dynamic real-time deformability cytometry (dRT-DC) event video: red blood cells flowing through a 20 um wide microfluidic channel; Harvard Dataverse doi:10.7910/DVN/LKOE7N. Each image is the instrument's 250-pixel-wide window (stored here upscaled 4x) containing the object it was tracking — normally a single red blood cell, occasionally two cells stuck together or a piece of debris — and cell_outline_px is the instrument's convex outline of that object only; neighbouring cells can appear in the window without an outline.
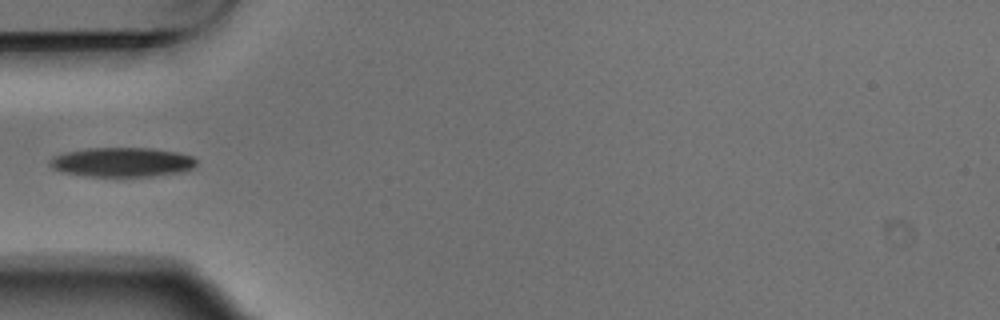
{"species": "Egyptian fruit bat (a non-hibernating species)", "species_latin": "Rousettus aegyptiacus", "temperature_condition": "warm", "stored_images_in_passage": 5, "camera_frame_rate_fps": 3000, "um_per_image_px": 0.085, "animal": {"sex": "male"}, "frame": {"image": 1, "passage_image": 4, "time_ms": 1.0, "image_size_px": [1000, 320], "cell_outline_px": [[196, 164], [188, 172], [116, 180], [84, 176], [60, 172], [52, 168], [48, 164], [48, 160], [52, 156], [68, 152], [88, 148], [148, 148], [176, 152], [192, 156], [196, 160]], "centroid_in_image_um": [10.35, 13.84], "position_along_channel_um": 74.7, "area_um2": 26.3}}
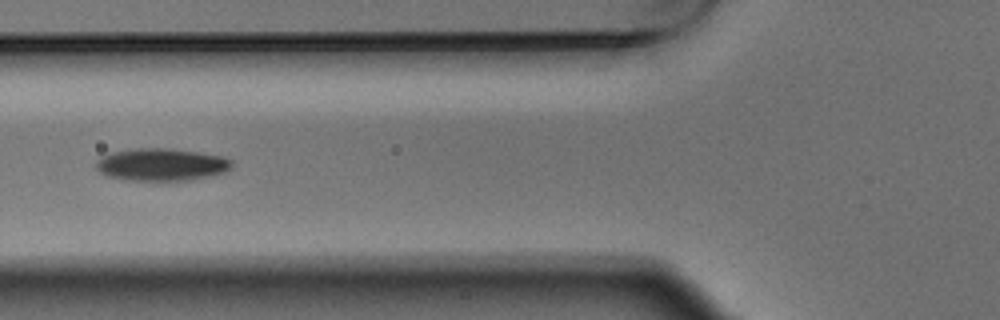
{"frame": {"image": 2, "passage_image": 5, "time_ms": 1.333, "image_size_px": [1000, 320], "cell_outline_px": [[232, 168], [224, 172], [192, 180], [124, 180], [108, 176], [100, 172], [96, 168], [96, 160], [112, 152], [136, 148], [164, 148], [196, 152], [220, 156], [232, 160]], "centroid_in_image_um": [13.71, 13.99], "position_along_channel_um": 112.1, "area_um2": 25.43}}